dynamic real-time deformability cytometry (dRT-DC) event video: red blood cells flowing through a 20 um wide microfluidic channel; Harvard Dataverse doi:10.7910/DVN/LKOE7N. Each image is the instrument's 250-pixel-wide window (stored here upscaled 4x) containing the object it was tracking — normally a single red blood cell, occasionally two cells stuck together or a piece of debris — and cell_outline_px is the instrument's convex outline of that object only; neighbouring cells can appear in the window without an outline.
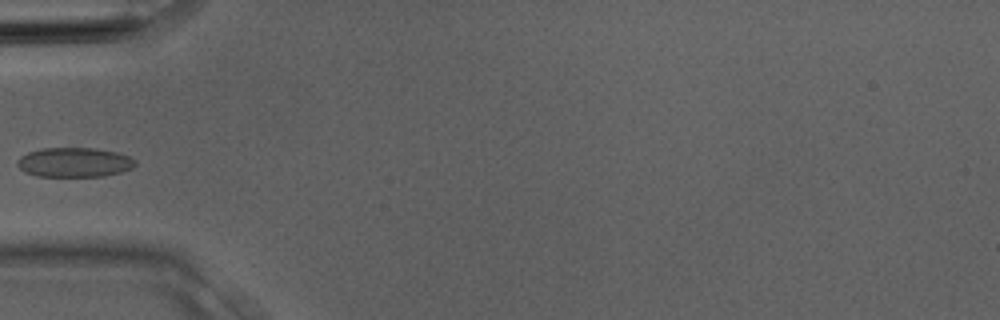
{"species": "Egyptian fruit bat (a non-hibernating species)", "species_latin": "Rousettus aegyptiacus", "temperature_condition": "room temperature", "stored_images_in_passage": 4, "camera_frame_rate_fps": 3000, "um_per_image_px": 0.085, "animal": {"sex": "male"}, "frame": {"image": 1, "passage_image": 4, "time_ms": 1.0, "image_size_px": [1000, 320], "cell_outline_px": [[136, 164], [132, 168], [120, 172], [104, 176], [36, 176], [24, 172], [16, 164], [16, 160], [20, 156], [28, 152], [40, 148], [96, 148], [116, 152], [128, 156], [136, 160]], "centroid_in_image_um": [6.29, 13.79], "position_along_channel_um": 78.7, "area_um2": 20.4}}